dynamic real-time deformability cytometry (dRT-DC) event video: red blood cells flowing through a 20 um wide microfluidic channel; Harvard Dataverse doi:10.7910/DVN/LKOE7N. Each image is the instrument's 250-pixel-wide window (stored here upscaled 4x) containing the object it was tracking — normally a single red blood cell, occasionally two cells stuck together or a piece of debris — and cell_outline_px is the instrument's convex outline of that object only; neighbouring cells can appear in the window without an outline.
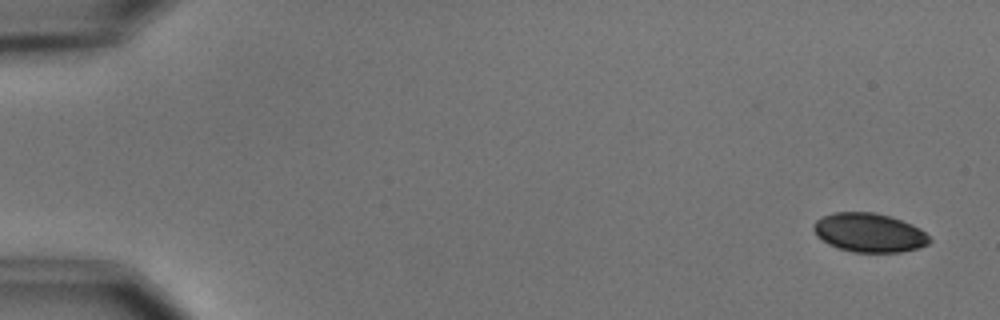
{"species": "common noctule bat (a hibernating species)", "species_latin": "Nyctalus noctula", "temperature_condition": "cold", "stored_images_in_passage": 5, "camera_frame_rate_fps": 3000, "um_per_image_px": 0.085, "animal": {"sex": "male", "body_mass_g": 15.6}, "frame": {"image": 1, "passage_image": 1, "time_ms": 0.0, "image_size_px": [1000, 320], "cell_outline_px": [[932, 240], [928, 244], [920, 248], [900, 252], [852, 252], [828, 244], [816, 236], [812, 228], [812, 224], [820, 216], [832, 212], [876, 212], [912, 224], [920, 228]], "centroid_in_image_um": [73.85, 19.77], "position_along_channel_um": 11.2, "area_um2": 26.53}}
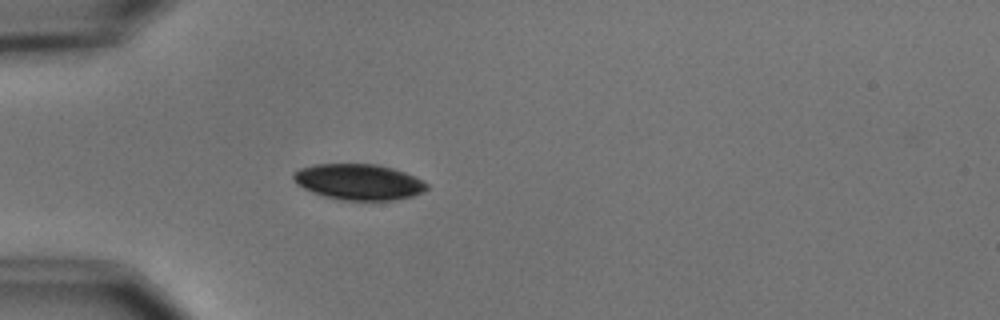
{"frame": {"image": 2, "passage_image": 5, "time_ms": 4.667, "image_size_px": [1000, 320], "cell_outline_px": [[428, 188], [424, 192], [412, 196], [392, 200], [340, 200], [324, 196], [312, 192], [296, 184], [292, 176], [292, 172], [300, 168], [316, 164], [376, 164], [392, 168], [416, 176], [424, 180], [428, 184]], "centroid_in_image_um": [30.5, 15.46], "position_along_channel_um": 54.5, "area_um2": 28.03}}